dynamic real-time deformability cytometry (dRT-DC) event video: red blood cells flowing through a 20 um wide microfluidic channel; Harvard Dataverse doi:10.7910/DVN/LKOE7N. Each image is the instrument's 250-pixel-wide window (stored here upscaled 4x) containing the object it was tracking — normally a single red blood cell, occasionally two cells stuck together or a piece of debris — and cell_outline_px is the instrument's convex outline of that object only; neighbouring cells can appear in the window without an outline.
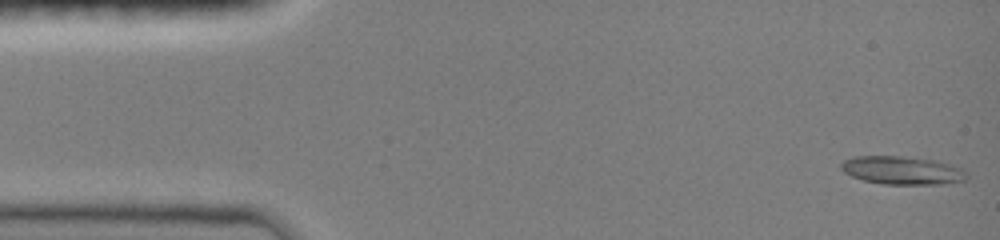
{"species": "common noctule bat (a hibernating species)", "species_latin": "Nyctalus noctula", "temperature_condition": "room temperature", "stored_images_in_passage": 21, "camera_frame_rate_fps": 3000, "um_per_image_px": 0.085, "animal": {"sex": "female", "body_mass_g": 19.0, "forearm_length_mm": 51.5}, "frame": {"image": 1, "passage_image": 1, "time_ms": 0.0, "image_size_px": [1000, 240], "cell_outline_px": [[968, 176], [964, 180], [940, 184], [884, 184], [864, 180], [852, 176], [844, 172], [840, 168], [840, 164], [844, 160], [852, 156], [900, 156], [932, 160], [964, 168]], "centroid_in_image_um": [76.66, 14.48], "position_along_channel_um": 8.3, "area_um2": 20.52}}
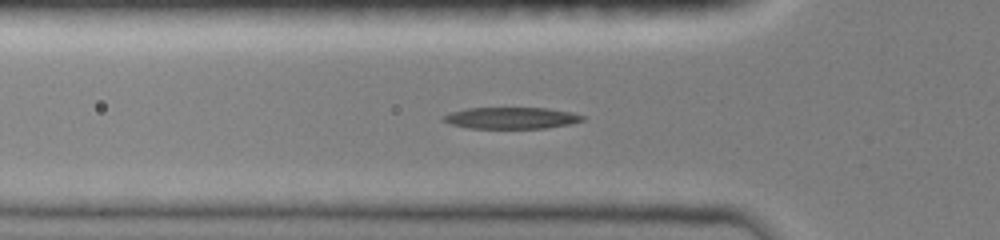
{"frame": {"image": 2, "passage_image": 15, "time_ms": 4.667, "image_size_px": [1000, 240], "cell_outline_px": [[584, 120], [568, 124], [548, 128], [468, 128], [448, 124], [440, 120], [440, 116], [448, 112], [464, 108], [548, 108], [572, 112], [584, 116]], "centroid_in_image_um": [43.36, 10.02], "position_along_channel_um": 82.4, "area_um2": 17.74}}
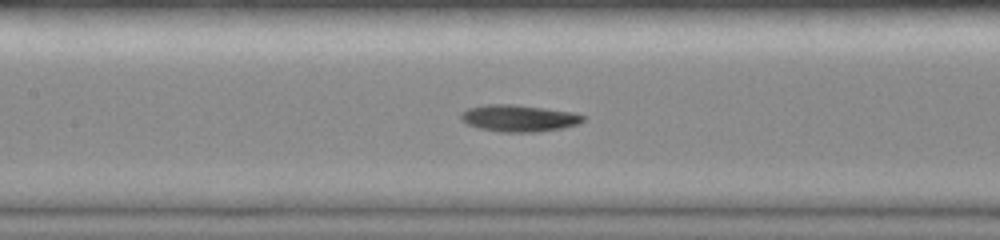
{"frame": {"image": 3, "passage_image": 21, "time_ms": 6.667, "image_size_px": [1000, 240], "cell_outline_px": [[584, 120], [576, 124], [560, 128], [536, 132], [500, 132], [480, 128], [468, 124], [460, 120], [460, 112], [468, 108], [484, 104], [512, 104], [576, 112], [584, 116]], "centroid_in_image_um": [44.06, 10.04], "position_along_channel_um": 163.3, "area_um2": 19.07}}